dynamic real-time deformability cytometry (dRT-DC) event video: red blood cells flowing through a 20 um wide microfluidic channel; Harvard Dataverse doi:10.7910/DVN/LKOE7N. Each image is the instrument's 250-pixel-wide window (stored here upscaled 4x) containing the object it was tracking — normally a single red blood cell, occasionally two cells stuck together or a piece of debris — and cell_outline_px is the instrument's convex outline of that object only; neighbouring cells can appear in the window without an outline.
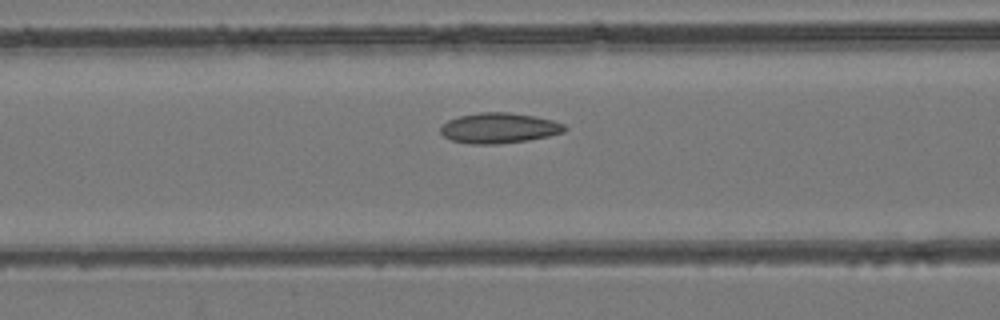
{"species": "common noctule bat (a hibernating species)", "species_latin": "Nyctalus noctula", "temperature_condition": "room temperature", "stored_images_in_passage": 42, "camera_frame_rate_fps": 3000, "um_per_image_px": 0.085, "animal": {"sex": "female", "body_mass_g": 24.6, "forearm_length_mm": 56.2}, "frame": {"image": 1, "passage_image": 18, "time_ms": 5.667, "image_size_px": [1000, 320], "cell_outline_px": [[568, 128], [564, 132], [548, 136], [528, 140], [496, 144], [472, 144], [452, 140], [444, 136], [440, 132], [440, 128], [448, 120], [460, 116], [480, 112], [508, 112], [536, 116], [552, 120], [564, 124]], "centroid_in_image_um": [42.44, 10.88], "position_along_channel_um": 124.2, "area_um2": 21.91}}
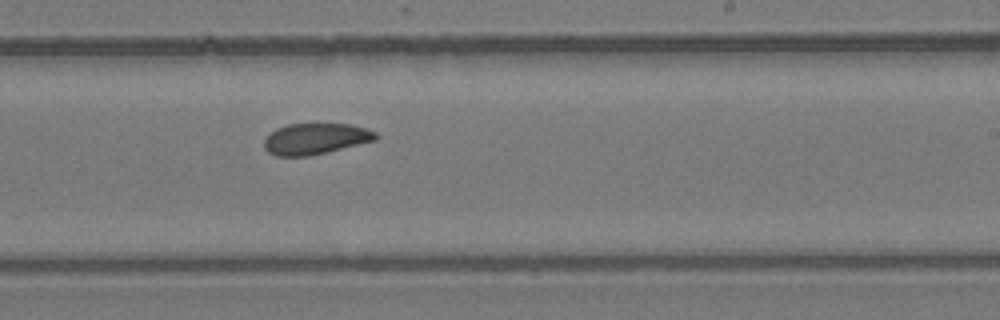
{"frame": {"image": 2, "passage_image": 28, "time_ms": 9.0, "image_size_px": [1000, 320], "cell_outline_px": [[376, 140], [308, 156], [276, 156], [268, 152], [264, 148], [264, 140], [276, 128], [288, 124], [352, 124], [376, 132]], "centroid_in_image_um": [26.78, 11.79], "position_along_channel_um": 262.2, "area_um2": 19.94}}
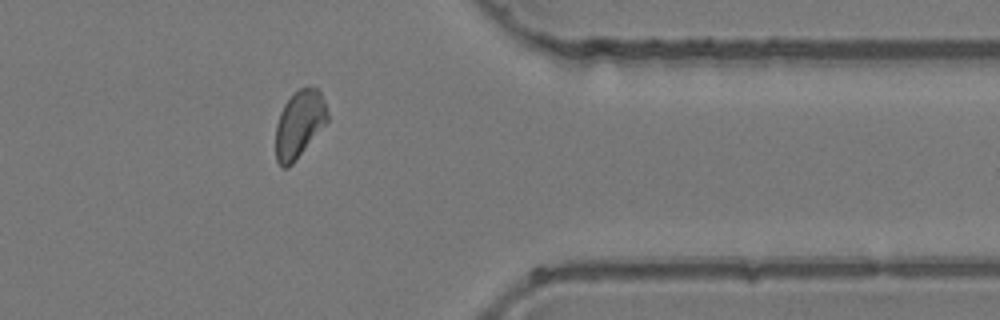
{"frame": {"image": 3, "passage_image": 38, "time_ms": 12.333, "image_size_px": [1000, 320], "cell_outline_px": [[328, 120], [296, 160], [288, 168], [280, 168], [276, 160], [276, 124], [280, 112], [284, 104], [292, 92], [308, 84], [320, 88], [324, 100], [328, 116]], "centroid_in_image_um": [25.43, 10.5], "position_along_channel_um": 386.0, "area_um2": 20.63}}